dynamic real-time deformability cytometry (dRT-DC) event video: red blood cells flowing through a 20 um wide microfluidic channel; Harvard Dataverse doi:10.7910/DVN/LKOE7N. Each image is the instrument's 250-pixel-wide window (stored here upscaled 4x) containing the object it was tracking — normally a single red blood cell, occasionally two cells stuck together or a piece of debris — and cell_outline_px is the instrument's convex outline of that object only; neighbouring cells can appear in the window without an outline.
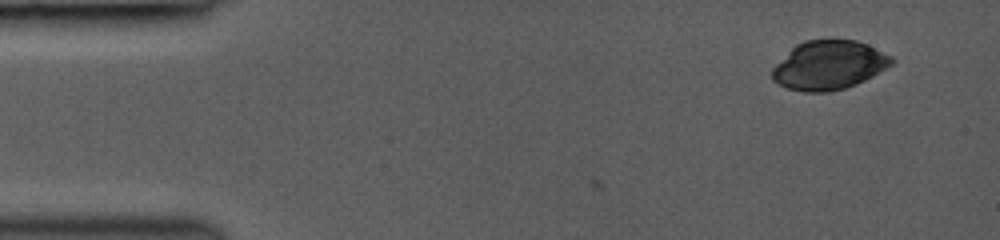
{"species": "common noctule bat (a hibernating species)", "species_latin": "Nyctalus noctula", "temperature_condition": "room temperature", "stored_images_in_passage": 6, "camera_frame_rate_fps": 3000, "um_per_image_px": 0.085, "animal": {"sex": "female", "body_mass_g": 19.0, "forearm_length_mm": 53.3}, "frame": {"image": 1, "passage_image": 1, "time_ms": 0.0, "image_size_px": [1000, 240], "cell_outline_px": [[896, 60], [892, 64], [872, 76], [856, 84], [844, 88], [828, 92], [804, 92], [788, 88], [772, 80], [772, 68], [796, 44], [804, 40], [832, 36], [856, 40], [868, 44], [892, 56]], "centroid_in_image_um": [70.47, 5.49], "position_along_channel_um": 14.5, "area_um2": 34.68}}